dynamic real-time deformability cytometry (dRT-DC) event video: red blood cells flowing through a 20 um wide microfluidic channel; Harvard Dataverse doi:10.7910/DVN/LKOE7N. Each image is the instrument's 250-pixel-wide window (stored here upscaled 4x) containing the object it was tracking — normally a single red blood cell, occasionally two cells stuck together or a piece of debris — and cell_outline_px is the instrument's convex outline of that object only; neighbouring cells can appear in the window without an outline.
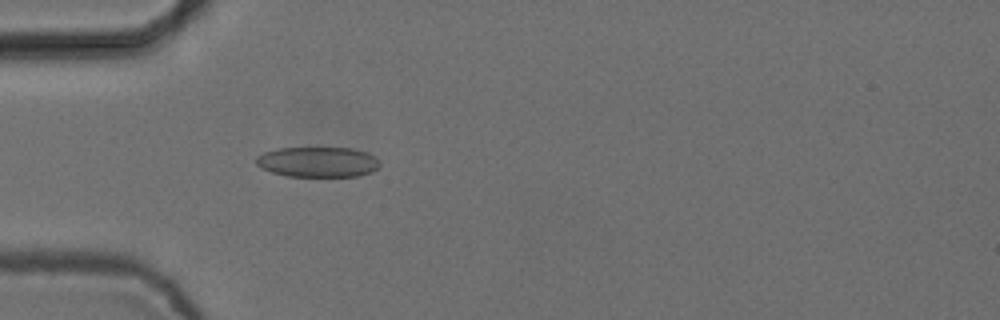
{"species": "common noctule bat (a hibernating species)", "species_latin": "Nyctalus noctula", "temperature_condition": "cold", "stored_images_in_passage": 4, "camera_frame_rate_fps": 3000, "um_per_image_px": 0.085, "animal": {"sex": "female", "body_mass_g": 24.6, "forearm_length_mm": 56.2}, "frame": {"image": 1, "passage_image": 4, "time_ms": 1.0, "image_size_px": [1000, 320], "cell_outline_px": [[380, 164], [372, 172], [356, 176], [288, 176], [272, 172], [260, 168], [256, 164], [256, 156], [264, 152], [276, 148], [352, 148], [368, 152], [380, 160]], "centroid_in_image_um": [27.01, 13.76], "position_along_channel_um": 58.0, "area_um2": 21.91}}